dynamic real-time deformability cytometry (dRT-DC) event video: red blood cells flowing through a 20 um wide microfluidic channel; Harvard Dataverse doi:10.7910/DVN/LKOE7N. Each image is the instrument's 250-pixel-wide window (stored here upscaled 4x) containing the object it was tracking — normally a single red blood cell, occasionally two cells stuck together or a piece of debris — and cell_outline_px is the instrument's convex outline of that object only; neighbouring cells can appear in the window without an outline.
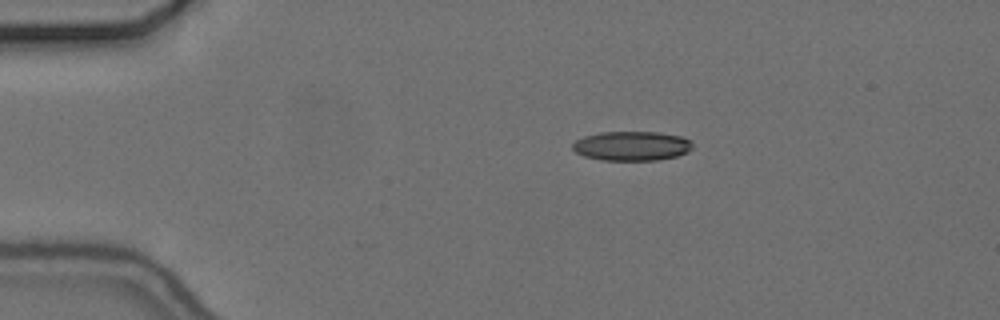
{"species": "common noctule bat (a hibernating species)", "species_latin": "Nyctalus noctula", "temperature_condition": "cold", "stored_images_in_passage": 46, "camera_frame_rate_fps": 3000, "um_per_image_px": 0.085, "animal": {"sex": "female", "body_mass_g": 24.6, "forearm_length_mm": 56.2}, "frame": {"image": 1, "passage_image": 1, "time_ms": 0.0, "image_size_px": [1000, 320], "cell_outline_px": [[692, 148], [688, 152], [676, 156], [656, 160], [600, 160], [584, 156], [576, 152], [572, 148], [572, 144], [576, 140], [584, 136], [600, 132], [656, 132], [680, 136], [688, 140], [692, 144]], "centroid_in_image_um": [53.67, 12.41], "position_along_channel_um": 31.3, "area_um2": 20.46}}
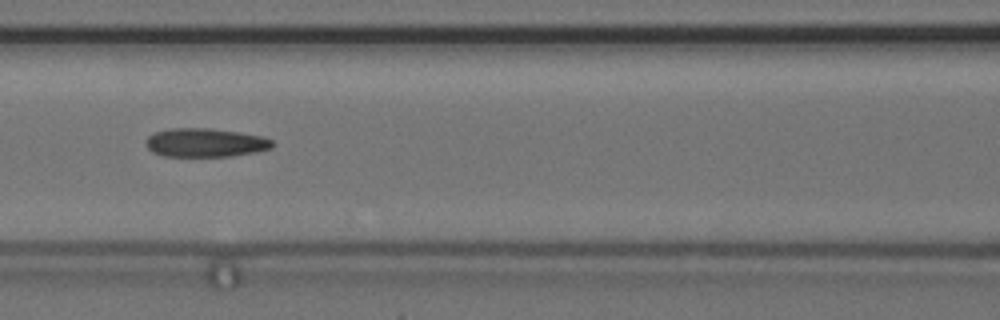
{"frame": {"image": 2, "passage_image": 15, "time_ms": 4.667, "image_size_px": [1000, 320], "cell_outline_px": [[272, 148], [256, 152], [232, 156], [164, 156], [152, 152], [144, 144], [144, 140], [152, 132], [168, 128], [208, 128], [264, 136], [272, 140]], "centroid_in_image_um": [17.39, 12.12], "position_along_channel_um": 149.2, "area_um2": 21.33}}
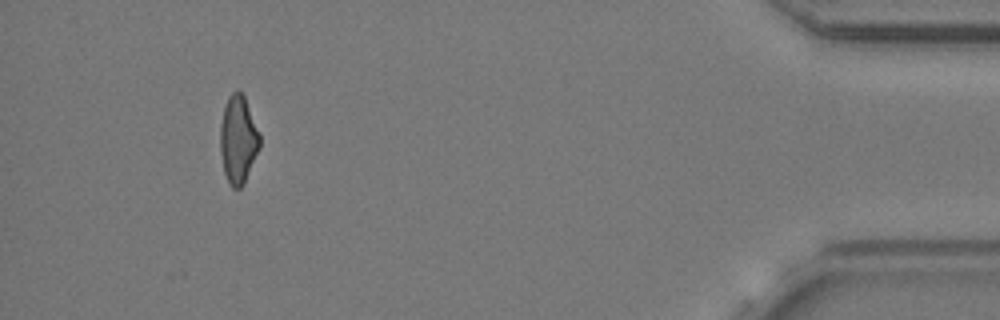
{"frame": {"image": 3, "passage_image": 42, "time_ms": 13.667, "image_size_px": [1000, 320], "cell_outline_px": [[260, 148], [244, 184], [240, 188], [232, 188], [224, 172], [220, 152], [220, 124], [224, 108], [228, 96], [236, 88], [240, 88], [244, 96], [260, 132]], "centroid_in_image_um": [20.25, 11.83], "position_along_channel_um": 414.9, "area_um2": 20.52}, "authors_computed_cell_mechanics": {"area_um2": 21.1259, "velocity_mm_per_s": 3.6881, "shape_relaxation_time_tau1_ms": null, "shape_relaxation_time_tau2_ms": 3.6616, "deformation_change_tau1": null, "deformation_change_tau2": 0.1235}}